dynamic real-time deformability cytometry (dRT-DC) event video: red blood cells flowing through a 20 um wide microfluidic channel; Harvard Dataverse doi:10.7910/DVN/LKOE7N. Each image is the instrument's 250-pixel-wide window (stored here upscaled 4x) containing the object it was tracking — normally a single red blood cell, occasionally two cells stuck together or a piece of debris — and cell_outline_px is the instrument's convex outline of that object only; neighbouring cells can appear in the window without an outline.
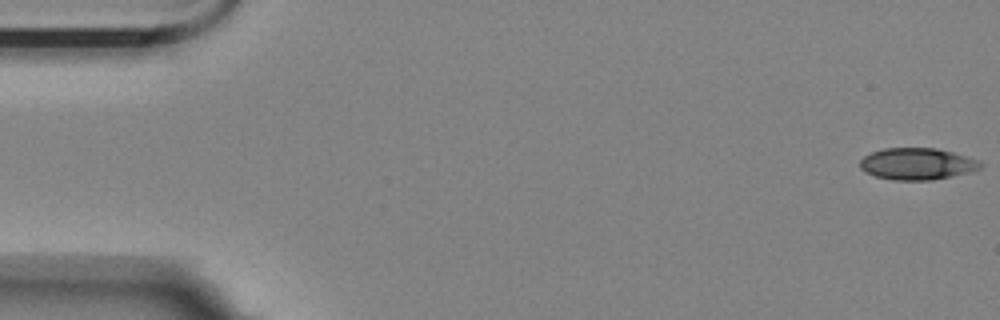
{"species": "Egyptian fruit bat (a non-hibernating species)", "species_latin": "Rousettus aegyptiacus", "temperature_condition": "room temperature", "stored_images_in_passage": 56, "camera_frame_rate_fps": 3000, "um_per_image_px": 0.085, "animal": {"sex": "female"}, "frame": {"image": 1, "passage_image": 1, "time_ms": 0.0, "image_size_px": [1000, 320], "cell_outline_px": [[984, 164], [980, 168], [968, 172], [932, 180], [892, 180], [876, 176], [860, 168], [860, 160], [864, 156], [872, 152], [884, 148], [936, 148], [952, 152], [980, 160]], "centroid_in_image_um": [77.97, 13.92], "position_along_channel_um": 7.0, "area_um2": 22.14}}
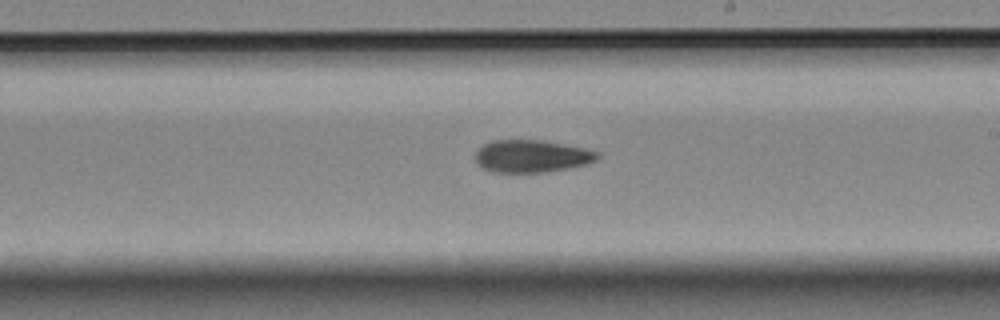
{"frame": {"image": 2, "passage_image": 32, "time_ms": 10.333, "image_size_px": [1000, 320], "cell_outline_px": [[600, 156], [596, 160], [584, 164], [544, 172], [492, 172], [476, 164], [476, 152], [484, 144], [492, 140], [540, 140], [584, 148], [600, 152]], "centroid_in_image_um": [45.17, 13.27], "position_along_channel_um": 243.8, "area_um2": 22.77}}
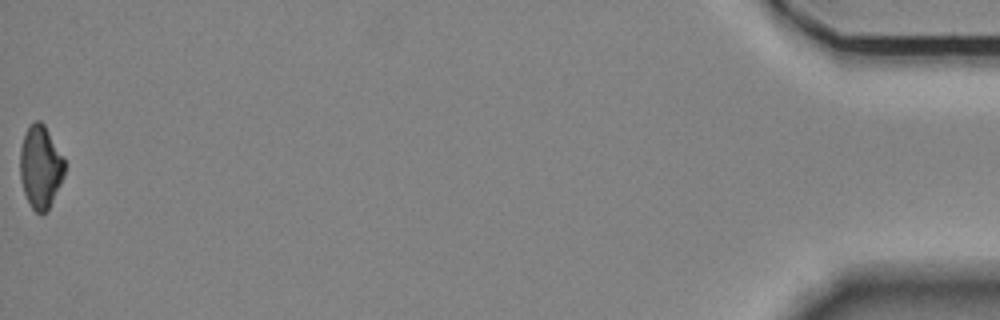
{"frame": {"image": 3, "passage_image": 56, "time_ms": 18.333, "image_size_px": [1000, 320], "cell_outline_px": [[64, 176], [48, 212], [40, 216], [32, 208], [24, 192], [20, 180], [20, 148], [24, 136], [28, 128], [36, 120], [40, 120], [44, 124], [64, 160]], "centroid_in_image_um": [3.43, 14.25], "position_along_channel_um": 431.8, "area_um2": 21.39}}